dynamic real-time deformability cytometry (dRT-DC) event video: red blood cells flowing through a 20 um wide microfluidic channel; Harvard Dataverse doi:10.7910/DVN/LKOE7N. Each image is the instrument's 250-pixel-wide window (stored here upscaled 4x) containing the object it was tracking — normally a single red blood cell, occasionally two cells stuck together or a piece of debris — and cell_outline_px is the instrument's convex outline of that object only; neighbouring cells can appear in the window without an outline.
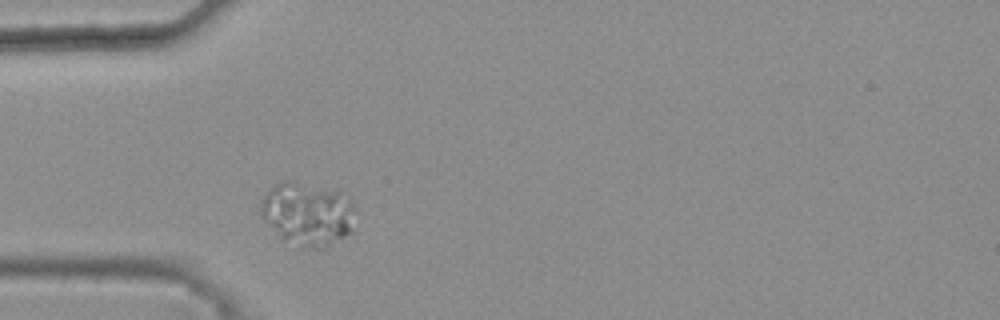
{"species": "common noctule bat (a hibernating species)", "species_latin": "Nyctalus noctula", "temperature_condition": "warm", "stored_images_in_passage": 30, "camera_frame_rate_fps": 3000, "um_per_image_px": 0.085, "animal": {"sex": "female", "body_mass_g": 25.1}, "frame": {"image": 1, "passage_image": 1, "time_ms": 0.0, "image_size_px": [1000, 320], "cell_outline_px": [[356, 208], [352, 236], [324, 248], [312, 248], [280, 236], [260, 216], [260, 200], [268, 188], [272, 184], [284, 180], [340, 192], [352, 200]], "centroid_in_image_um": [26.19, 18.17], "position_along_channel_um": 58.8, "area_um2": 34.97}}
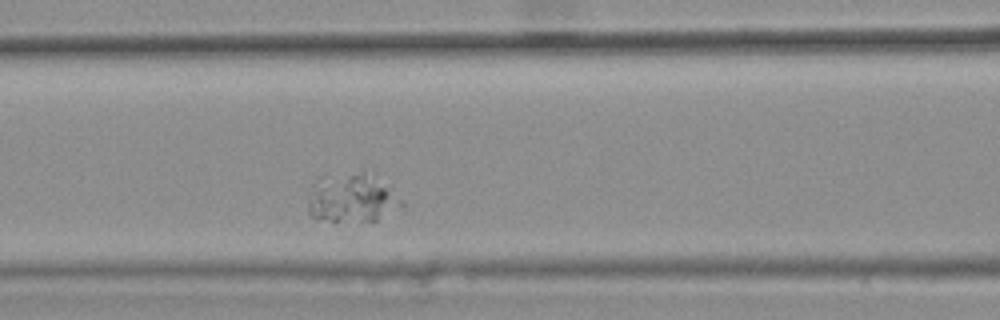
{"frame": {"image": 2, "passage_image": 8, "time_ms": 2.333, "image_size_px": [1000, 320], "cell_outline_px": [[404, 204], [376, 220], [316, 220], [308, 212], [308, 192], [312, 184], [320, 176], [364, 172], [392, 184], [404, 200]], "centroid_in_image_um": [29.93, 16.8], "position_along_channel_um": 136.7, "area_um2": 26.93}}
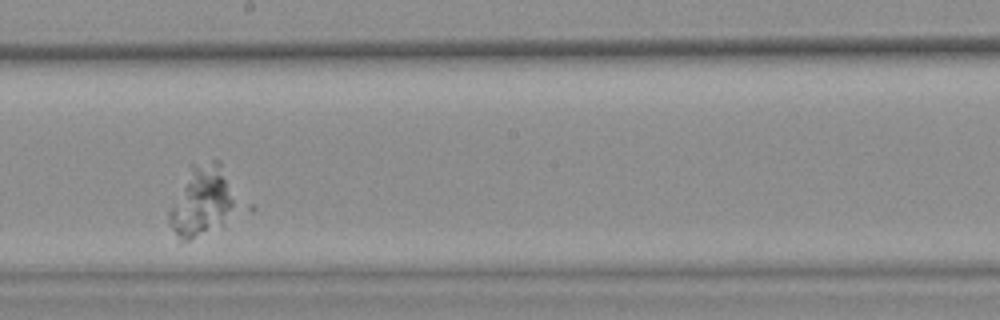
{"frame": {"image": 3, "passage_image": 16, "time_ms": 5.0, "image_size_px": [1000, 320], "cell_outline_px": [[256, 208], [252, 212], [224, 228], [188, 240], [180, 240], [172, 228], [168, 220], [168, 212], [192, 164], [212, 160], [220, 160], [256, 204]], "centroid_in_image_um": [17.7, 17.11], "position_along_channel_um": 230.5, "area_um2": 32.71}}